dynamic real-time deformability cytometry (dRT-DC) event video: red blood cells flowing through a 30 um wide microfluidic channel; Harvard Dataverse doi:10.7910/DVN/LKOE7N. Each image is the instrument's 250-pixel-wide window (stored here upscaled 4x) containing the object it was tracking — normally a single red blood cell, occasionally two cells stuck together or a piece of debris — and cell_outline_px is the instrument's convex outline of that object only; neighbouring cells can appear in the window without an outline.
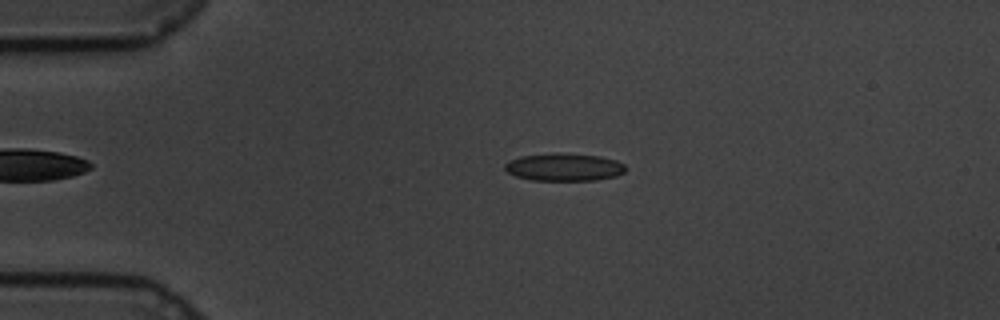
{"species": "common noctule bat (a hibernating species)", "species_latin": "Nyctalus noctula", "temperature_condition": "cold", "stored_images_in_passage": 42, "camera_frame_rate_fps": 3000, "um_per_image_px": 0.085, "animal": {"sex": "male", "body_mass_g": 19.5, "forearm_length_mm": 54.6}, "frame": {"image": 1, "passage_image": 7, "time_ms": 2.0, "image_size_px": [1000, 320], "cell_outline_px": [[628, 168], [624, 172], [616, 176], [596, 180], [532, 180], [516, 176], [508, 172], [504, 168], [504, 164], [508, 160], [520, 156], [552, 152], [568, 152], [600, 156], [616, 160], [624, 164]], "centroid_in_image_um": [47.95, 14.18], "position_along_channel_um": 37.0, "area_um2": 19.88}}
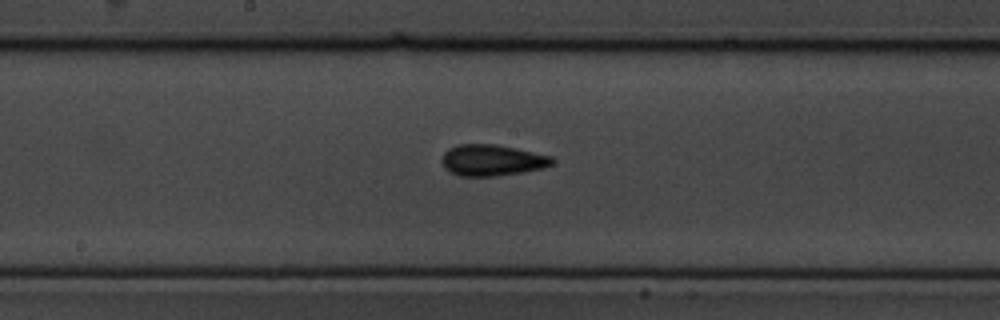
{"frame": {"image": 2, "passage_image": 25, "time_ms": 8.0, "image_size_px": [1000, 320], "cell_outline_px": [[556, 160], [552, 164], [544, 168], [496, 176], [460, 176], [448, 172], [444, 168], [444, 152], [448, 148], [460, 144], [496, 144], [552, 156]], "centroid_in_image_um": [41.84, 13.62], "position_along_channel_um": 206.4, "area_um2": 20.0}}
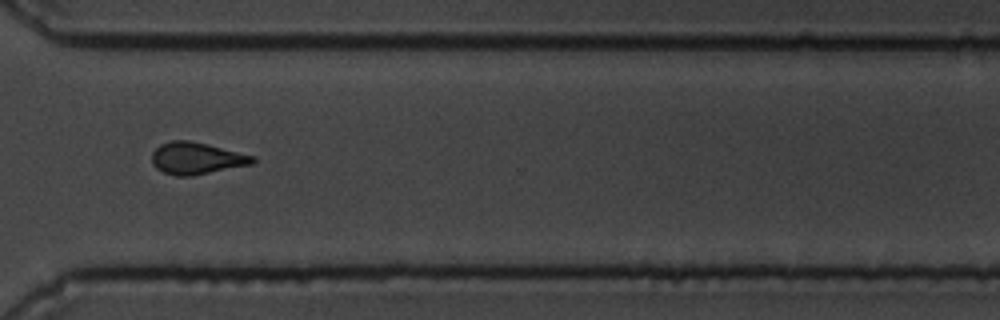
{"frame": {"image": 3, "passage_image": 38, "time_ms": 12.333, "image_size_px": [1000, 320], "cell_outline_px": [[256, 160], [252, 164], [192, 176], [176, 176], [164, 172], [156, 168], [152, 164], [152, 152], [160, 144], [172, 140], [188, 140], [208, 144], [256, 156]], "centroid_in_image_um": [16.71, 13.45], "position_along_channel_um": 353.9, "area_um2": 18.84}, "authors_computed_cell_mechanics": {"area_um2": 19.074, "velocity_mm_per_s": 3.4097, "shape_relaxation_time_tau1_ms": 5.0762, "shape_relaxation_time_tau2_ms": 1.9248, "deformation_change_tau1": 0.1385, "deformation_change_tau2": 0.088}}